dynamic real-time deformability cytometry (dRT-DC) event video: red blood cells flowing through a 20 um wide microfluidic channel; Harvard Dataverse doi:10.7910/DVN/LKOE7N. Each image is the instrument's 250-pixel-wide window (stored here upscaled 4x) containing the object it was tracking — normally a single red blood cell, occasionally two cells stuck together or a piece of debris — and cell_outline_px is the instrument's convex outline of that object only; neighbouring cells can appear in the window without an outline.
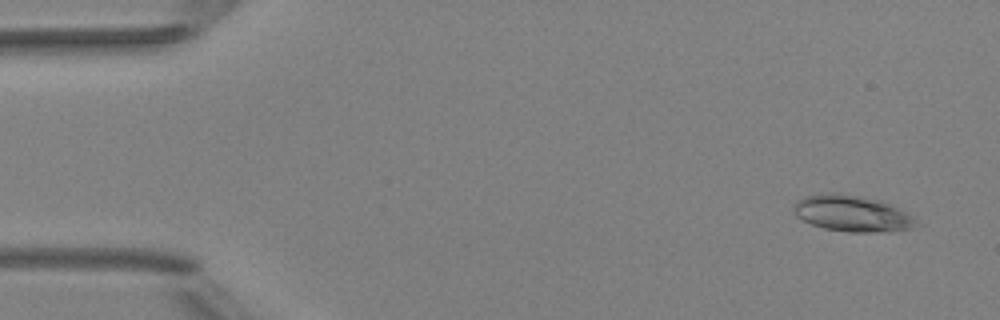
{"species": "Egyptian fruit bat (a non-hibernating species)", "species_latin": "Rousettus aegyptiacus", "temperature_condition": "room temperature", "stored_images_in_passage": 4, "camera_frame_rate_fps": 3000, "um_per_image_px": 0.085, "animal": {"sex": "female"}, "frame": {"image": 1, "passage_image": 1, "time_ms": 0.0, "image_size_px": [1000, 320], "cell_outline_px": [[912, 228], [888, 232], [848, 232], [824, 228], [812, 224], [796, 216], [792, 212], [792, 208], [796, 200], [804, 196], [820, 192], [836, 192], [860, 196], [892, 204], [912, 216]], "centroid_in_image_um": [72.32, 18.12], "position_along_channel_um": 12.7, "area_um2": 25.84}}
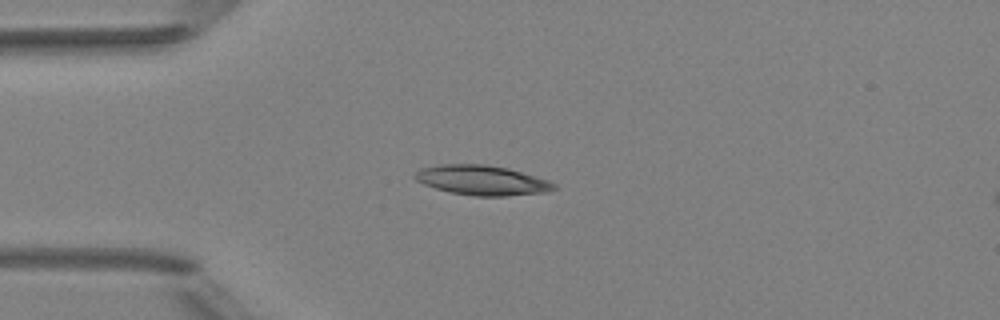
{"frame": {"image": 2, "passage_image": 4, "time_ms": 3.333, "image_size_px": [1000, 320], "cell_outline_px": [[560, 188], [548, 192], [504, 196], [472, 196], [448, 192], [424, 184], [416, 180], [412, 176], [420, 168], [440, 164], [484, 164], [508, 168], [548, 180], [556, 184]], "centroid_in_image_um": [40.98, 15.32], "position_along_channel_um": 44.0, "area_um2": 24.33}}